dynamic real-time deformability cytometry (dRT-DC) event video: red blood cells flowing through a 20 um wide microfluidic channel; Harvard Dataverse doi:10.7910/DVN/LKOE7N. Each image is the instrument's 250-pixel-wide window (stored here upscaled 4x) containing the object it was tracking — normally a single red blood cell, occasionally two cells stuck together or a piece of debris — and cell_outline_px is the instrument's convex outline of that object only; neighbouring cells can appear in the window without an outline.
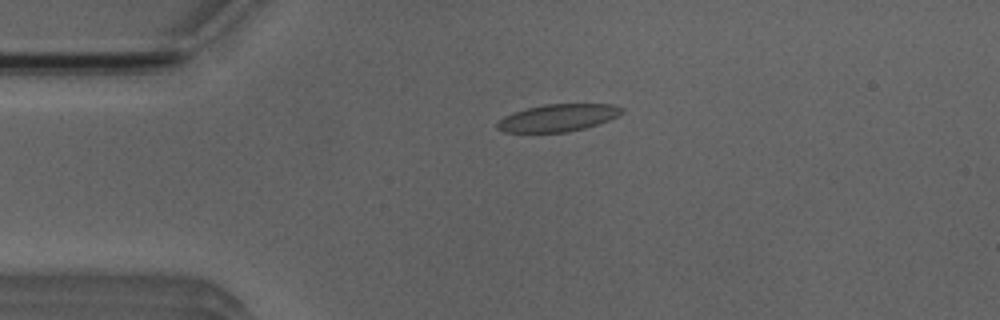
{"species": "Egyptian fruit bat (a non-hibernating species)", "species_latin": "Rousettus aegyptiacus", "temperature_condition": "room temperature", "stored_images_in_passage": 8, "camera_frame_rate_fps": 3000, "um_per_image_px": 0.085, "animal": {"sex": "male"}, "frame": {"image": 1, "passage_image": 4, "time_ms": 3.333, "image_size_px": [1000, 320], "cell_outline_px": [[624, 112], [608, 120], [584, 128], [568, 132], [504, 132], [496, 128], [496, 124], [504, 116], [512, 112], [544, 104], [612, 104], [624, 108]], "centroid_in_image_um": [47.41, 10.01], "position_along_channel_um": 37.6, "area_um2": 19.71}}
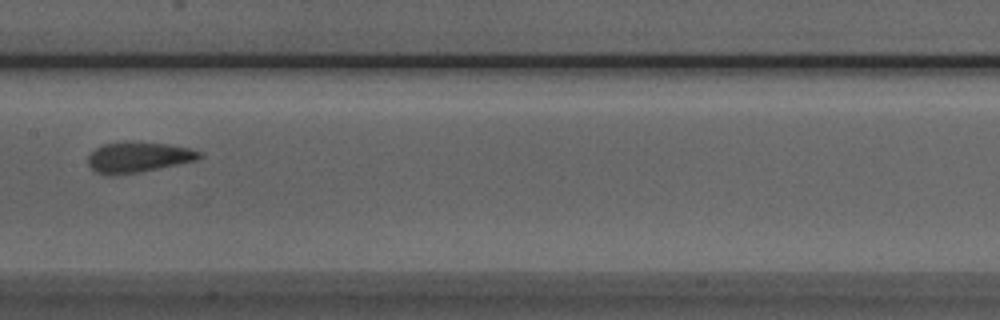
{"frame": {"image": 2, "passage_image": 8, "time_ms": 8.0, "image_size_px": [1000, 320], "cell_outline_px": [[204, 156], [196, 160], [160, 168], [112, 176], [108, 176], [96, 172], [88, 164], [88, 156], [96, 148], [104, 144], [168, 144], [188, 148], [200, 152]], "centroid_in_image_um": [11.75, 13.41], "position_along_channel_um": 195.7, "area_um2": 18.96}}